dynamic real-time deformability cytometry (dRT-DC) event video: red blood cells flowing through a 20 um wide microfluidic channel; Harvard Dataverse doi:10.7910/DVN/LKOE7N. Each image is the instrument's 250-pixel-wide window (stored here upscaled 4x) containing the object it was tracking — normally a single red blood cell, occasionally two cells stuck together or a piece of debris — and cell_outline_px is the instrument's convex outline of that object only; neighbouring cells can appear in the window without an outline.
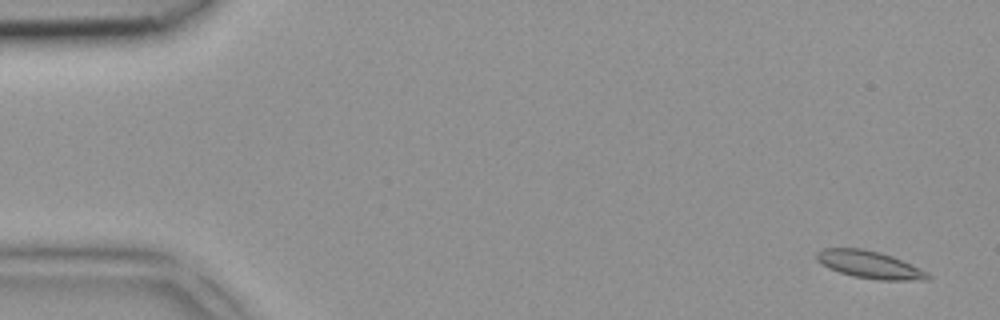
{"species": "common noctule bat (a hibernating species)", "species_latin": "Nyctalus noctula", "temperature_condition": "room temperature", "stored_images_in_passage": 5, "camera_frame_rate_fps": 3000, "um_per_image_px": 0.085, "animal": {"sex": "female", "body_mass_g": 18.4}, "frame": {"image": 1, "passage_image": 1, "time_ms": 0.0, "image_size_px": [1000, 320], "cell_outline_px": [[932, 276], [928, 280], [880, 280], [852, 276], [828, 268], [816, 260], [816, 252], [824, 248], [860, 248], [880, 252], [892, 256]], "centroid_in_image_um": [73.84, 22.49], "position_along_channel_um": 11.2, "area_um2": 17.46}}